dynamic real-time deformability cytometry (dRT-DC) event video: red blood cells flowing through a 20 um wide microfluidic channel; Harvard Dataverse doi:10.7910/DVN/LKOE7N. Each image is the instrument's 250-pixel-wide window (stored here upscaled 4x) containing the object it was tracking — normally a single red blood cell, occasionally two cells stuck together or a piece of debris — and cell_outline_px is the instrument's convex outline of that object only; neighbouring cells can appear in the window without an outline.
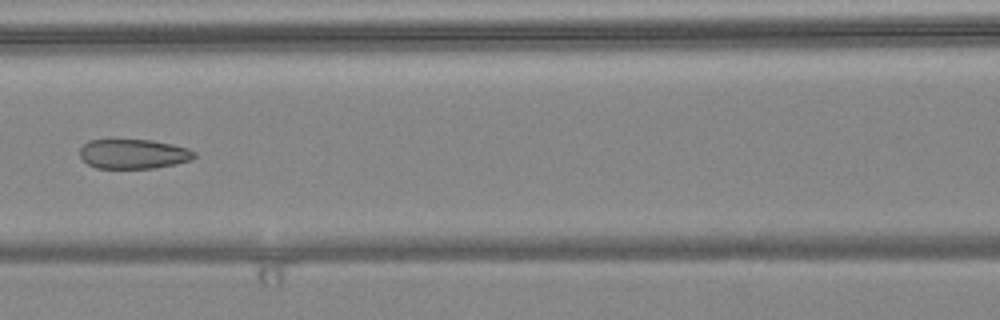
{"species": "common noctule bat (a hibernating species)", "species_latin": "Nyctalus noctula", "temperature_condition": "warm", "stored_images_in_passage": 5, "camera_frame_rate_fps": 3000, "um_per_image_px": 0.085, "animal": {"sex": "female", "body_mass_g": 24.6, "forearm_length_mm": 56.2}, "frame": {"image": 1, "passage_image": 5, "time_ms": 1.333, "image_size_px": [1000, 320], "cell_outline_px": [[196, 156], [192, 160], [176, 164], [156, 168], [96, 168], [88, 164], [80, 156], [80, 148], [88, 140], [152, 140], [172, 144], [188, 148], [196, 152]], "centroid_in_image_um": [11.37, 13.09], "position_along_channel_um": 155.2, "area_um2": 19.83}}